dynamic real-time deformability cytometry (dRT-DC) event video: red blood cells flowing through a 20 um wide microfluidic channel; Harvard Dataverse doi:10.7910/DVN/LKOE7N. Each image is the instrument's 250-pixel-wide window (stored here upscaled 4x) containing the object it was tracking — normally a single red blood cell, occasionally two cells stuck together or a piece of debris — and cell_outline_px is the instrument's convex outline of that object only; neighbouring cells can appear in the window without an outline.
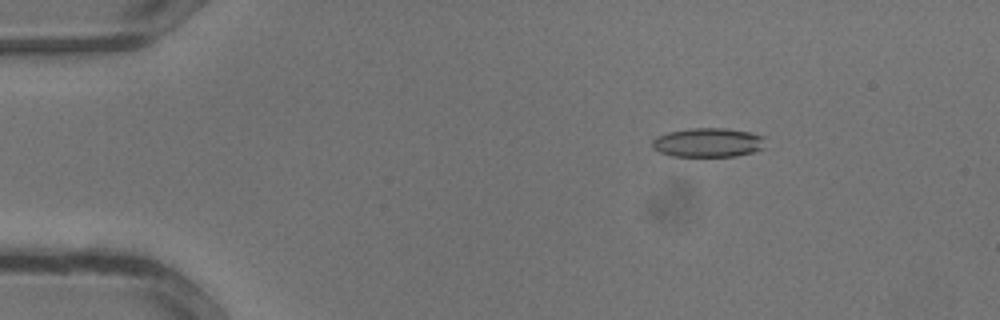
{"species": "common noctule bat (a hibernating species)", "species_latin": "Nyctalus noctula", "temperature_condition": "warm", "stored_images_in_passage": 34, "camera_frame_rate_fps": 3000, "um_per_image_px": 0.085, "animal": {"sex": "male", "body_mass_g": 13.3}, "frame": {"image": 1, "passage_image": 6, "time_ms": 1.667, "image_size_px": [1000, 320], "cell_outline_px": [[768, 136], [764, 148], [752, 152], [736, 156], [672, 156], [660, 152], [652, 148], [652, 140], [656, 136], [668, 132], [692, 128], [728, 128], [752, 132]], "centroid_in_image_um": [60.25, 12.1], "position_along_channel_um": 24.8, "area_um2": 19.59}}
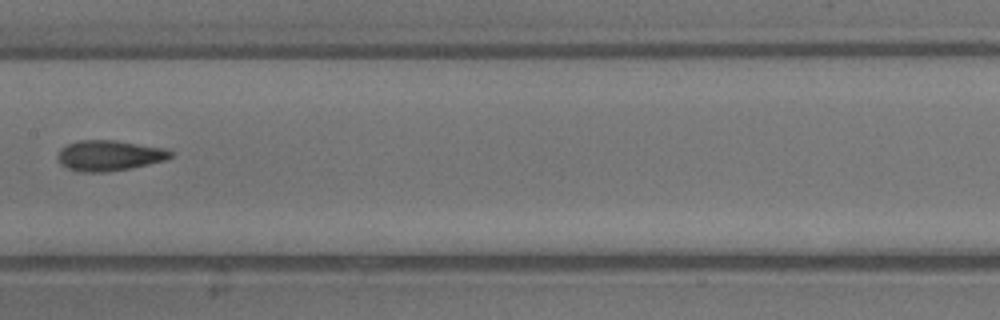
{"frame": {"image": 2, "passage_image": 18, "time_ms": 5.667, "image_size_px": [1000, 320], "cell_outline_px": [[172, 156], [164, 160], [148, 164], [128, 168], [104, 172], [80, 172], [68, 168], [60, 164], [56, 156], [60, 148], [68, 144], [80, 140], [116, 140], [168, 148], [172, 152]], "centroid_in_image_um": [9.27, 13.21], "position_along_channel_um": 198.1, "area_um2": 20.11}}
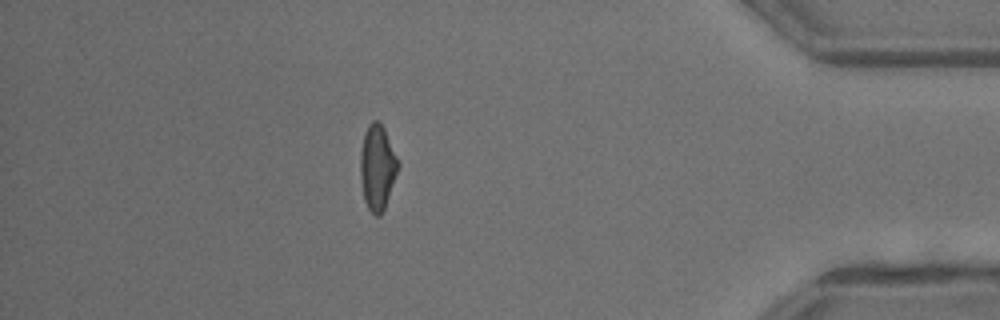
{"frame": {"image": 3, "passage_image": 30, "time_ms": 9.667, "image_size_px": [1000, 320], "cell_outline_px": [[400, 164], [384, 208], [380, 216], [376, 216], [368, 208], [364, 200], [360, 176], [360, 152], [364, 132], [368, 124], [372, 120], [380, 120], [384, 128]], "centroid_in_image_um": [32.06, 14.18], "position_along_channel_um": 403.1, "area_um2": 18.73}}